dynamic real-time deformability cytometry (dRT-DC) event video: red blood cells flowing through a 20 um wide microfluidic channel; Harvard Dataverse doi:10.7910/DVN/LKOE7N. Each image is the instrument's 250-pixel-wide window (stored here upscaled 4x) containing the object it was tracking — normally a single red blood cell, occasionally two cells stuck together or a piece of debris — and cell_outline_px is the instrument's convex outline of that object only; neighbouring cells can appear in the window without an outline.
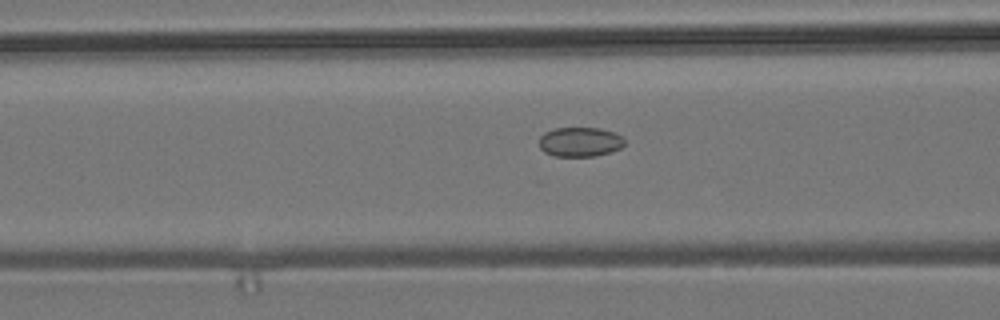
{"species": "common noctule bat (a hibernating species)", "species_latin": "Nyctalus noctula", "temperature_condition": "room temperature", "stored_images_in_passage": 39, "camera_frame_rate_fps": 3000, "um_per_image_px": 0.085, "animal": {"sex": "male", "body_mass_g": 19.2, "forearm_length_mm": 51.8}, "frame": {"image": 1, "passage_image": 17, "time_ms": 5.333, "image_size_px": [1000, 320], "cell_outline_px": [[624, 144], [620, 148], [612, 152], [596, 156], [552, 156], [544, 152], [540, 148], [540, 136], [544, 132], [552, 128], [600, 128], [616, 132], [624, 136]], "centroid_in_image_um": [49.32, 12.06], "position_along_channel_um": 117.3, "area_um2": 14.97}}
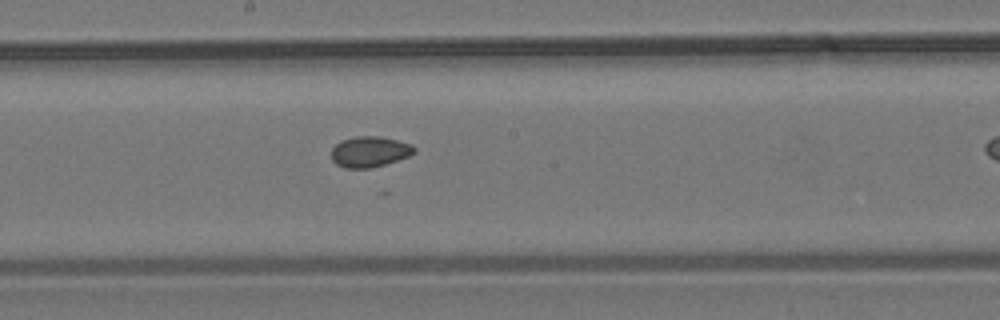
{"frame": {"image": 2, "passage_image": 25, "time_ms": 8.0, "image_size_px": [1000, 320], "cell_outline_px": [[416, 152], [408, 156], [384, 164], [368, 168], [344, 168], [336, 164], [332, 160], [332, 148], [340, 140], [356, 136], [380, 136], [412, 144], [416, 148]], "centroid_in_image_um": [31.41, 12.88], "position_along_channel_um": 216.8, "area_um2": 14.8}}
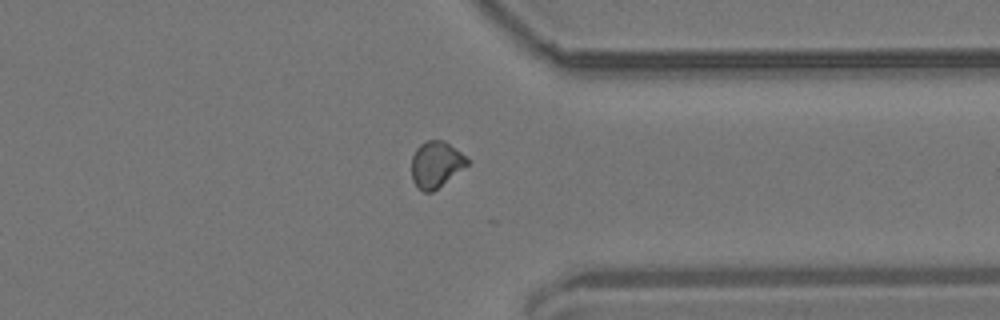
{"frame": {"image": 3, "passage_image": 38, "time_ms": 12.333, "image_size_px": [1000, 320], "cell_outline_px": [[468, 164], [432, 192], [424, 192], [412, 180], [412, 156], [416, 148], [420, 144], [428, 140], [444, 140], [468, 156]], "centroid_in_image_um": [37.06, 13.94], "position_along_channel_um": 374.3, "area_um2": 14.85}}